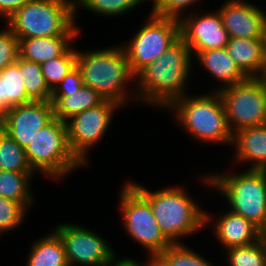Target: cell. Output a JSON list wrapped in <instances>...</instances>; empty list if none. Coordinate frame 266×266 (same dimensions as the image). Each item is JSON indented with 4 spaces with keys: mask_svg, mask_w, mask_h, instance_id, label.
<instances>
[{
    "mask_svg": "<svg viewBox=\"0 0 266 266\" xmlns=\"http://www.w3.org/2000/svg\"><path fill=\"white\" fill-rule=\"evenodd\" d=\"M193 59L189 47L180 37L161 57L135 76L136 105L141 103L162 112L175 100L188 94L191 76L196 75Z\"/></svg>",
    "mask_w": 266,
    "mask_h": 266,
    "instance_id": "obj_1",
    "label": "cell"
},
{
    "mask_svg": "<svg viewBox=\"0 0 266 266\" xmlns=\"http://www.w3.org/2000/svg\"><path fill=\"white\" fill-rule=\"evenodd\" d=\"M77 67L84 85L103 99L115 102L123 109L130 107V103H137L135 75L121 44L91 50H80L77 46Z\"/></svg>",
    "mask_w": 266,
    "mask_h": 266,
    "instance_id": "obj_2",
    "label": "cell"
},
{
    "mask_svg": "<svg viewBox=\"0 0 266 266\" xmlns=\"http://www.w3.org/2000/svg\"><path fill=\"white\" fill-rule=\"evenodd\" d=\"M149 203L161 232L172 243H184L205 229V209L192 198L185 185L150 190L138 181H128ZM182 239V240H181Z\"/></svg>",
    "mask_w": 266,
    "mask_h": 266,
    "instance_id": "obj_3",
    "label": "cell"
},
{
    "mask_svg": "<svg viewBox=\"0 0 266 266\" xmlns=\"http://www.w3.org/2000/svg\"><path fill=\"white\" fill-rule=\"evenodd\" d=\"M205 91L185 94L164 112H170L175 126L187 132L190 140L194 139L197 144L231 147L233 133L221 97L217 91Z\"/></svg>",
    "mask_w": 266,
    "mask_h": 266,
    "instance_id": "obj_4",
    "label": "cell"
},
{
    "mask_svg": "<svg viewBox=\"0 0 266 266\" xmlns=\"http://www.w3.org/2000/svg\"><path fill=\"white\" fill-rule=\"evenodd\" d=\"M233 167L236 166L232 164L231 172L227 169L225 172L212 170L205 175L202 173V176L198 175L199 182L204 188L213 189L223 196L222 202L226 201L227 209L260 228L266 219V170L243 169L239 172L233 171Z\"/></svg>",
    "mask_w": 266,
    "mask_h": 266,
    "instance_id": "obj_5",
    "label": "cell"
},
{
    "mask_svg": "<svg viewBox=\"0 0 266 266\" xmlns=\"http://www.w3.org/2000/svg\"><path fill=\"white\" fill-rule=\"evenodd\" d=\"M25 152L31 168L49 181L62 183L85 167L70 150L66 123L55 117L38 131Z\"/></svg>",
    "mask_w": 266,
    "mask_h": 266,
    "instance_id": "obj_6",
    "label": "cell"
},
{
    "mask_svg": "<svg viewBox=\"0 0 266 266\" xmlns=\"http://www.w3.org/2000/svg\"><path fill=\"white\" fill-rule=\"evenodd\" d=\"M5 22L18 39L82 35L75 10L59 0H29Z\"/></svg>",
    "mask_w": 266,
    "mask_h": 266,
    "instance_id": "obj_7",
    "label": "cell"
},
{
    "mask_svg": "<svg viewBox=\"0 0 266 266\" xmlns=\"http://www.w3.org/2000/svg\"><path fill=\"white\" fill-rule=\"evenodd\" d=\"M123 183L117 193L122 231L148 253L145 258L153 259L172 243L161 232L150 203L128 180Z\"/></svg>",
    "mask_w": 266,
    "mask_h": 266,
    "instance_id": "obj_8",
    "label": "cell"
},
{
    "mask_svg": "<svg viewBox=\"0 0 266 266\" xmlns=\"http://www.w3.org/2000/svg\"><path fill=\"white\" fill-rule=\"evenodd\" d=\"M148 15L132 38L121 42L135 76L181 37L179 19Z\"/></svg>",
    "mask_w": 266,
    "mask_h": 266,
    "instance_id": "obj_9",
    "label": "cell"
},
{
    "mask_svg": "<svg viewBox=\"0 0 266 266\" xmlns=\"http://www.w3.org/2000/svg\"><path fill=\"white\" fill-rule=\"evenodd\" d=\"M217 92L233 134L242 128L266 124V87L260 77H247Z\"/></svg>",
    "mask_w": 266,
    "mask_h": 266,
    "instance_id": "obj_10",
    "label": "cell"
},
{
    "mask_svg": "<svg viewBox=\"0 0 266 266\" xmlns=\"http://www.w3.org/2000/svg\"><path fill=\"white\" fill-rule=\"evenodd\" d=\"M119 109L123 108L115 102L105 100L99 106L87 109L66 122L70 150L85 168L91 162V149L99 146L100 141L106 137L116 111L121 112Z\"/></svg>",
    "mask_w": 266,
    "mask_h": 266,
    "instance_id": "obj_11",
    "label": "cell"
},
{
    "mask_svg": "<svg viewBox=\"0 0 266 266\" xmlns=\"http://www.w3.org/2000/svg\"><path fill=\"white\" fill-rule=\"evenodd\" d=\"M52 227L63 242L68 266H106L117 254L101 232L84 224L61 222Z\"/></svg>",
    "mask_w": 266,
    "mask_h": 266,
    "instance_id": "obj_12",
    "label": "cell"
},
{
    "mask_svg": "<svg viewBox=\"0 0 266 266\" xmlns=\"http://www.w3.org/2000/svg\"><path fill=\"white\" fill-rule=\"evenodd\" d=\"M204 8L188 13L179 20L180 36L193 58L199 52L226 47L230 39L218 9L204 11Z\"/></svg>",
    "mask_w": 266,
    "mask_h": 266,
    "instance_id": "obj_13",
    "label": "cell"
},
{
    "mask_svg": "<svg viewBox=\"0 0 266 266\" xmlns=\"http://www.w3.org/2000/svg\"><path fill=\"white\" fill-rule=\"evenodd\" d=\"M54 118L51 101H32L11 107L4 118L6 133L26 149L38 131Z\"/></svg>",
    "mask_w": 266,
    "mask_h": 266,
    "instance_id": "obj_14",
    "label": "cell"
},
{
    "mask_svg": "<svg viewBox=\"0 0 266 266\" xmlns=\"http://www.w3.org/2000/svg\"><path fill=\"white\" fill-rule=\"evenodd\" d=\"M264 8L250 0H224L217 9L230 38L263 39Z\"/></svg>",
    "mask_w": 266,
    "mask_h": 266,
    "instance_id": "obj_15",
    "label": "cell"
},
{
    "mask_svg": "<svg viewBox=\"0 0 266 266\" xmlns=\"http://www.w3.org/2000/svg\"><path fill=\"white\" fill-rule=\"evenodd\" d=\"M207 209L205 208V228L211 227L208 230L212 237L214 236V241L222 246L221 250L259 241V228L243 216L227 208H225L226 211L222 209V213L217 211V214L221 215L216 216L215 212H209Z\"/></svg>",
    "mask_w": 266,
    "mask_h": 266,
    "instance_id": "obj_16",
    "label": "cell"
},
{
    "mask_svg": "<svg viewBox=\"0 0 266 266\" xmlns=\"http://www.w3.org/2000/svg\"><path fill=\"white\" fill-rule=\"evenodd\" d=\"M231 148L234 155L231 162L233 160L237 167L240 165L238 168L266 170V124L242 128L235 132Z\"/></svg>",
    "mask_w": 266,
    "mask_h": 266,
    "instance_id": "obj_17",
    "label": "cell"
},
{
    "mask_svg": "<svg viewBox=\"0 0 266 266\" xmlns=\"http://www.w3.org/2000/svg\"><path fill=\"white\" fill-rule=\"evenodd\" d=\"M196 58V59H195ZM204 73L210 74L212 81L218 82L215 87L209 88L208 91H218L224 87L237 84L244 81L247 76L236 65L233 58L229 55L226 47L206 50L199 52L193 59Z\"/></svg>",
    "mask_w": 266,
    "mask_h": 266,
    "instance_id": "obj_18",
    "label": "cell"
},
{
    "mask_svg": "<svg viewBox=\"0 0 266 266\" xmlns=\"http://www.w3.org/2000/svg\"><path fill=\"white\" fill-rule=\"evenodd\" d=\"M81 36L30 37L19 39V57L42 64L62 56Z\"/></svg>",
    "mask_w": 266,
    "mask_h": 266,
    "instance_id": "obj_19",
    "label": "cell"
},
{
    "mask_svg": "<svg viewBox=\"0 0 266 266\" xmlns=\"http://www.w3.org/2000/svg\"><path fill=\"white\" fill-rule=\"evenodd\" d=\"M229 55L247 77H260L264 71L263 39L230 38Z\"/></svg>",
    "mask_w": 266,
    "mask_h": 266,
    "instance_id": "obj_20",
    "label": "cell"
},
{
    "mask_svg": "<svg viewBox=\"0 0 266 266\" xmlns=\"http://www.w3.org/2000/svg\"><path fill=\"white\" fill-rule=\"evenodd\" d=\"M33 239L25 266H68L63 242L53 229Z\"/></svg>",
    "mask_w": 266,
    "mask_h": 266,
    "instance_id": "obj_21",
    "label": "cell"
},
{
    "mask_svg": "<svg viewBox=\"0 0 266 266\" xmlns=\"http://www.w3.org/2000/svg\"><path fill=\"white\" fill-rule=\"evenodd\" d=\"M105 101L95 90L83 85L70 96H51L54 117L65 123L81 112L99 106Z\"/></svg>",
    "mask_w": 266,
    "mask_h": 266,
    "instance_id": "obj_22",
    "label": "cell"
},
{
    "mask_svg": "<svg viewBox=\"0 0 266 266\" xmlns=\"http://www.w3.org/2000/svg\"><path fill=\"white\" fill-rule=\"evenodd\" d=\"M36 174L0 170V196L21 203L28 210L33 209L37 200L32 186Z\"/></svg>",
    "mask_w": 266,
    "mask_h": 266,
    "instance_id": "obj_23",
    "label": "cell"
},
{
    "mask_svg": "<svg viewBox=\"0 0 266 266\" xmlns=\"http://www.w3.org/2000/svg\"><path fill=\"white\" fill-rule=\"evenodd\" d=\"M185 243L171 244L164 251L159 252L153 260L158 266H216L215 262L192 249V246L188 247L187 242Z\"/></svg>",
    "mask_w": 266,
    "mask_h": 266,
    "instance_id": "obj_24",
    "label": "cell"
},
{
    "mask_svg": "<svg viewBox=\"0 0 266 266\" xmlns=\"http://www.w3.org/2000/svg\"><path fill=\"white\" fill-rule=\"evenodd\" d=\"M2 78L3 102L9 107L32 102L24 86V78L19 72V57L0 71Z\"/></svg>",
    "mask_w": 266,
    "mask_h": 266,
    "instance_id": "obj_25",
    "label": "cell"
},
{
    "mask_svg": "<svg viewBox=\"0 0 266 266\" xmlns=\"http://www.w3.org/2000/svg\"><path fill=\"white\" fill-rule=\"evenodd\" d=\"M143 5L141 0H82L81 4L75 9V19H79L78 12L87 10L90 14H98L99 17L113 19L121 18L132 10L138 9ZM138 7V8H137Z\"/></svg>",
    "mask_w": 266,
    "mask_h": 266,
    "instance_id": "obj_26",
    "label": "cell"
},
{
    "mask_svg": "<svg viewBox=\"0 0 266 266\" xmlns=\"http://www.w3.org/2000/svg\"><path fill=\"white\" fill-rule=\"evenodd\" d=\"M19 72L24 78L26 93L33 101H51L52 91L43 78L40 64L19 57Z\"/></svg>",
    "mask_w": 266,
    "mask_h": 266,
    "instance_id": "obj_27",
    "label": "cell"
},
{
    "mask_svg": "<svg viewBox=\"0 0 266 266\" xmlns=\"http://www.w3.org/2000/svg\"><path fill=\"white\" fill-rule=\"evenodd\" d=\"M76 43L62 56L55 57L41 64L43 78L51 91L77 66Z\"/></svg>",
    "mask_w": 266,
    "mask_h": 266,
    "instance_id": "obj_28",
    "label": "cell"
},
{
    "mask_svg": "<svg viewBox=\"0 0 266 266\" xmlns=\"http://www.w3.org/2000/svg\"><path fill=\"white\" fill-rule=\"evenodd\" d=\"M0 170L19 173H36L29 164L25 149L7 133L0 142Z\"/></svg>",
    "mask_w": 266,
    "mask_h": 266,
    "instance_id": "obj_29",
    "label": "cell"
},
{
    "mask_svg": "<svg viewBox=\"0 0 266 266\" xmlns=\"http://www.w3.org/2000/svg\"><path fill=\"white\" fill-rule=\"evenodd\" d=\"M224 251V266H266V246L260 240Z\"/></svg>",
    "mask_w": 266,
    "mask_h": 266,
    "instance_id": "obj_30",
    "label": "cell"
},
{
    "mask_svg": "<svg viewBox=\"0 0 266 266\" xmlns=\"http://www.w3.org/2000/svg\"><path fill=\"white\" fill-rule=\"evenodd\" d=\"M29 212L23 204L0 196V237L20 229Z\"/></svg>",
    "mask_w": 266,
    "mask_h": 266,
    "instance_id": "obj_31",
    "label": "cell"
},
{
    "mask_svg": "<svg viewBox=\"0 0 266 266\" xmlns=\"http://www.w3.org/2000/svg\"><path fill=\"white\" fill-rule=\"evenodd\" d=\"M200 1V2H199ZM202 0H156L150 6L152 14L181 19L184 15L202 9ZM200 4V7H198Z\"/></svg>",
    "mask_w": 266,
    "mask_h": 266,
    "instance_id": "obj_32",
    "label": "cell"
},
{
    "mask_svg": "<svg viewBox=\"0 0 266 266\" xmlns=\"http://www.w3.org/2000/svg\"><path fill=\"white\" fill-rule=\"evenodd\" d=\"M19 57V39L5 24L0 28V71Z\"/></svg>",
    "mask_w": 266,
    "mask_h": 266,
    "instance_id": "obj_33",
    "label": "cell"
},
{
    "mask_svg": "<svg viewBox=\"0 0 266 266\" xmlns=\"http://www.w3.org/2000/svg\"><path fill=\"white\" fill-rule=\"evenodd\" d=\"M84 85L82 74L76 66L52 91L51 96H70L76 93Z\"/></svg>",
    "mask_w": 266,
    "mask_h": 266,
    "instance_id": "obj_34",
    "label": "cell"
},
{
    "mask_svg": "<svg viewBox=\"0 0 266 266\" xmlns=\"http://www.w3.org/2000/svg\"><path fill=\"white\" fill-rule=\"evenodd\" d=\"M29 0H0V19L6 21Z\"/></svg>",
    "mask_w": 266,
    "mask_h": 266,
    "instance_id": "obj_35",
    "label": "cell"
},
{
    "mask_svg": "<svg viewBox=\"0 0 266 266\" xmlns=\"http://www.w3.org/2000/svg\"><path fill=\"white\" fill-rule=\"evenodd\" d=\"M118 253L110 260V262L106 266H143L146 263V260H149V258H146L144 262H139L138 260H135L134 257H125L123 258L117 256Z\"/></svg>",
    "mask_w": 266,
    "mask_h": 266,
    "instance_id": "obj_36",
    "label": "cell"
},
{
    "mask_svg": "<svg viewBox=\"0 0 266 266\" xmlns=\"http://www.w3.org/2000/svg\"><path fill=\"white\" fill-rule=\"evenodd\" d=\"M3 89H2V78L0 77V120H4L5 116L7 115L8 110L10 109L4 102H3Z\"/></svg>",
    "mask_w": 266,
    "mask_h": 266,
    "instance_id": "obj_37",
    "label": "cell"
},
{
    "mask_svg": "<svg viewBox=\"0 0 266 266\" xmlns=\"http://www.w3.org/2000/svg\"><path fill=\"white\" fill-rule=\"evenodd\" d=\"M259 240L266 246V219L264 224L259 228Z\"/></svg>",
    "mask_w": 266,
    "mask_h": 266,
    "instance_id": "obj_38",
    "label": "cell"
},
{
    "mask_svg": "<svg viewBox=\"0 0 266 266\" xmlns=\"http://www.w3.org/2000/svg\"><path fill=\"white\" fill-rule=\"evenodd\" d=\"M62 1L69 6H71L74 10L81 4L82 0H59Z\"/></svg>",
    "mask_w": 266,
    "mask_h": 266,
    "instance_id": "obj_39",
    "label": "cell"
},
{
    "mask_svg": "<svg viewBox=\"0 0 266 266\" xmlns=\"http://www.w3.org/2000/svg\"><path fill=\"white\" fill-rule=\"evenodd\" d=\"M6 134V127L3 120H0V142L3 138V136Z\"/></svg>",
    "mask_w": 266,
    "mask_h": 266,
    "instance_id": "obj_40",
    "label": "cell"
},
{
    "mask_svg": "<svg viewBox=\"0 0 266 266\" xmlns=\"http://www.w3.org/2000/svg\"><path fill=\"white\" fill-rule=\"evenodd\" d=\"M263 47H264V59L266 60V25L263 31Z\"/></svg>",
    "mask_w": 266,
    "mask_h": 266,
    "instance_id": "obj_41",
    "label": "cell"
},
{
    "mask_svg": "<svg viewBox=\"0 0 266 266\" xmlns=\"http://www.w3.org/2000/svg\"><path fill=\"white\" fill-rule=\"evenodd\" d=\"M143 266H158L153 259L146 260V263Z\"/></svg>",
    "mask_w": 266,
    "mask_h": 266,
    "instance_id": "obj_42",
    "label": "cell"
},
{
    "mask_svg": "<svg viewBox=\"0 0 266 266\" xmlns=\"http://www.w3.org/2000/svg\"><path fill=\"white\" fill-rule=\"evenodd\" d=\"M260 78L262 79V81L264 82L265 87H266V60H265L264 71H263L262 75L260 76Z\"/></svg>",
    "mask_w": 266,
    "mask_h": 266,
    "instance_id": "obj_43",
    "label": "cell"
},
{
    "mask_svg": "<svg viewBox=\"0 0 266 266\" xmlns=\"http://www.w3.org/2000/svg\"><path fill=\"white\" fill-rule=\"evenodd\" d=\"M156 0H141V2L145 5V3L149 2L148 4L150 3H154Z\"/></svg>",
    "mask_w": 266,
    "mask_h": 266,
    "instance_id": "obj_44",
    "label": "cell"
}]
</instances>
